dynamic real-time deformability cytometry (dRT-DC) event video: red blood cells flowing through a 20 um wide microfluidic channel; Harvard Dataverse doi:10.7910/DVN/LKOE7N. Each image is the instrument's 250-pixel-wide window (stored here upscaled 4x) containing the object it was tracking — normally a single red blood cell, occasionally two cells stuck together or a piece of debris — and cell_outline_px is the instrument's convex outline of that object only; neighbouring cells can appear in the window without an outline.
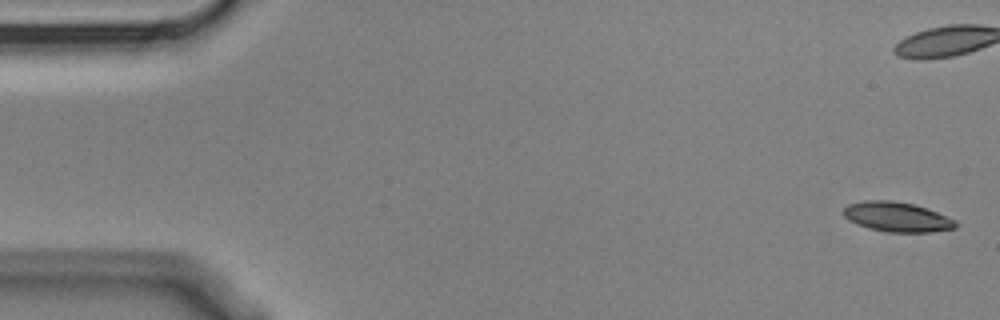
{"species": "Egyptian fruit bat (a non-hibernating species)", "species_latin": "Rousettus aegyptiacus", "temperature_condition": "cold", "stored_images_in_passage": 15, "camera_frame_rate_fps": 3000, "um_per_image_px": 0.085, "animal": {"sex": "male"}, "frame": {"image": 1, "passage_image": 1, "time_ms": 0.0, "image_size_px": [1000, 320], "cell_outline_px": [[960, 224], [956, 228], [932, 232], [888, 232], [868, 228], [856, 224], [848, 220], [844, 216], [844, 208], [848, 204], [864, 200], [892, 200], [912, 204], [928, 208], [956, 220]], "centroid_in_image_um": [76.27, 18.44], "position_along_channel_um": 8.7, "area_um2": 19.65}}
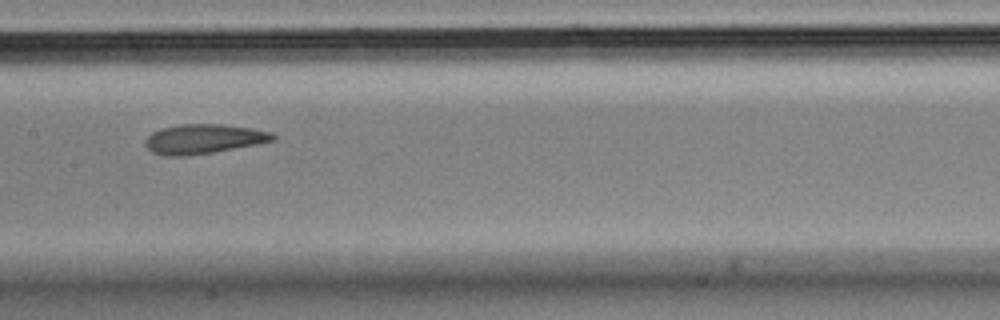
{"frame": {"image": 2, "passage_image": 8, "time_ms": 2.333, "image_size_px": [1000, 320], "cell_outline_px": [[276, 140], [260, 144], [216, 152], [188, 156], [164, 156], [152, 152], [144, 144], [144, 140], [152, 132], [160, 128], [180, 124], [220, 124], [252, 128], [272, 132], [276, 136]], "centroid_in_image_um": [17.32, 11.82], "position_along_channel_um": 190.1, "area_um2": 22.37}}
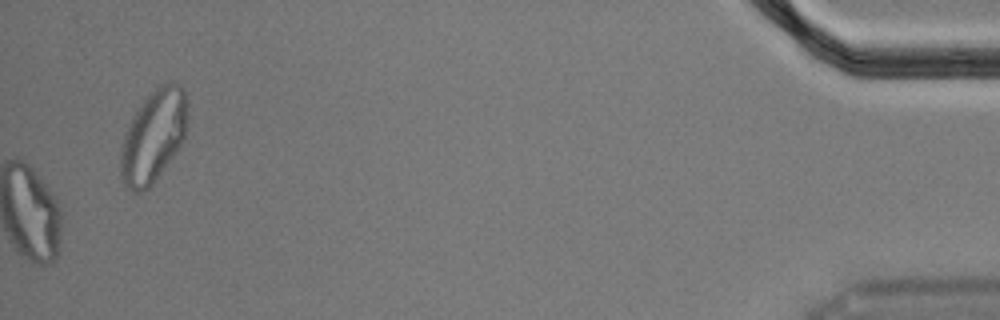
{"frame": {"image": 3, "passage_image": 15, "time_ms": 4.667, "image_size_px": [1000, 320], "cell_outline_px": [[188, 112], [184, 140], [164, 168], [152, 184], [144, 192], [132, 192], [124, 184], [120, 176], [120, 152], [124, 136], [128, 124], [132, 116], [144, 100], [160, 84], [172, 80], [184, 92], [188, 104]], "centroid_in_image_um": [13.03, 11.59], "position_along_channel_um": 422.2, "area_um2": 35.95}}